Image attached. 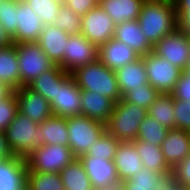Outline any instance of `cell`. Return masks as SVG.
<instances>
[{
    "label": "cell",
    "mask_w": 190,
    "mask_h": 190,
    "mask_svg": "<svg viewBox=\"0 0 190 190\" xmlns=\"http://www.w3.org/2000/svg\"><path fill=\"white\" fill-rule=\"evenodd\" d=\"M137 21L149 43L154 46L178 28L174 1L145 0Z\"/></svg>",
    "instance_id": "obj_1"
},
{
    "label": "cell",
    "mask_w": 190,
    "mask_h": 190,
    "mask_svg": "<svg viewBox=\"0 0 190 190\" xmlns=\"http://www.w3.org/2000/svg\"><path fill=\"white\" fill-rule=\"evenodd\" d=\"M81 90L93 91L110 98L114 103L122 97L114 70L106 67L99 59L71 73Z\"/></svg>",
    "instance_id": "obj_2"
},
{
    "label": "cell",
    "mask_w": 190,
    "mask_h": 190,
    "mask_svg": "<svg viewBox=\"0 0 190 190\" xmlns=\"http://www.w3.org/2000/svg\"><path fill=\"white\" fill-rule=\"evenodd\" d=\"M147 115L146 108L120 99L114 103L106 130L119 141H135L140 123Z\"/></svg>",
    "instance_id": "obj_3"
},
{
    "label": "cell",
    "mask_w": 190,
    "mask_h": 190,
    "mask_svg": "<svg viewBox=\"0 0 190 190\" xmlns=\"http://www.w3.org/2000/svg\"><path fill=\"white\" fill-rule=\"evenodd\" d=\"M68 146L75 158L86 155L106 130V125L87 116L67 117Z\"/></svg>",
    "instance_id": "obj_4"
},
{
    "label": "cell",
    "mask_w": 190,
    "mask_h": 190,
    "mask_svg": "<svg viewBox=\"0 0 190 190\" xmlns=\"http://www.w3.org/2000/svg\"><path fill=\"white\" fill-rule=\"evenodd\" d=\"M73 159L69 146L41 145L26 157V172L59 173Z\"/></svg>",
    "instance_id": "obj_5"
},
{
    "label": "cell",
    "mask_w": 190,
    "mask_h": 190,
    "mask_svg": "<svg viewBox=\"0 0 190 190\" xmlns=\"http://www.w3.org/2000/svg\"><path fill=\"white\" fill-rule=\"evenodd\" d=\"M38 127V123L19 112L6 127L4 131L6 139L15 157L26 159L38 147Z\"/></svg>",
    "instance_id": "obj_6"
},
{
    "label": "cell",
    "mask_w": 190,
    "mask_h": 190,
    "mask_svg": "<svg viewBox=\"0 0 190 190\" xmlns=\"http://www.w3.org/2000/svg\"><path fill=\"white\" fill-rule=\"evenodd\" d=\"M15 46L17 49L21 87L28 86L41 73L49 70L54 65L37 42L17 43Z\"/></svg>",
    "instance_id": "obj_7"
},
{
    "label": "cell",
    "mask_w": 190,
    "mask_h": 190,
    "mask_svg": "<svg viewBox=\"0 0 190 190\" xmlns=\"http://www.w3.org/2000/svg\"><path fill=\"white\" fill-rule=\"evenodd\" d=\"M148 83L161 94H170L182 72L178 67L169 64L167 59L149 52L143 56Z\"/></svg>",
    "instance_id": "obj_8"
},
{
    "label": "cell",
    "mask_w": 190,
    "mask_h": 190,
    "mask_svg": "<svg viewBox=\"0 0 190 190\" xmlns=\"http://www.w3.org/2000/svg\"><path fill=\"white\" fill-rule=\"evenodd\" d=\"M98 47L92 44L81 33L70 35L63 59L57 64L66 73L71 74L80 67L98 59Z\"/></svg>",
    "instance_id": "obj_9"
},
{
    "label": "cell",
    "mask_w": 190,
    "mask_h": 190,
    "mask_svg": "<svg viewBox=\"0 0 190 190\" xmlns=\"http://www.w3.org/2000/svg\"><path fill=\"white\" fill-rule=\"evenodd\" d=\"M81 34L98 48L114 37L116 24L100 6L81 16Z\"/></svg>",
    "instance_id": "obj_10"
},
{
    "label": "cell",
    "mask_w": 190,
    "mask_h": 190,
    "mask_svg": "<svg viewBox=\"0 0 190 190\" xmlns=\"http://www.w3.org/2000/svg\"><path fill=\"white\" fill-rule=\"evenodd\" d=\"M79 160L91 181L93 190L120 189L121 181L113 161L96 156H82Z\"/></svg>",
    "instance_id": "obj_11"
},
{
    "label": "cell",
    "mask_w": 190,
    "mask_h": 190,
    "mask_svg": "<svg viewBox=\"0 0 190 190\" xmlns=\"http://www.w3.org/2000/svg\"><path fill=\"white\" fill-rule=\"evenodd\" d=\"M153 52L183 71L189 62V49L185 31L177 28L164 36L153 46Z\"/></svg>",
    "instance_id": "obj_12"
},
{
    "label": "cell",
    "mask_w": 190,
    "mask_h": 190,
    "mask_svg": "<svg viewBox=\"0 0 190 190\" xmlns=\"http://www.w3.org/2000/svg\"><path fill=\"white\" fill-rule=\"evenodd\" d=\"M52 116L70 117L81 115V89L70 76L61 87H57L54 100L50 103Z\"/></svg>",
    "instance_id": "obj_13"
},
{
    "label": "cell",
    "mask_w": 190,
    "mask_h": 190,
    "mask_svg": "<svg viewBox=\"0 0 190 190\" xmlns=\"http://www.w3.org/2000/svg\"><path fill=\"white\" fill-rule=\"evenodd\" d=\"M18 104V112L40 124L52 116L50 103L39 93L28 86L14 91Z\"/></svg>",
    "instance_id": "obj_14"
},
{
    "label": "cell",
    "mask_w": 190,
    "mask_h": 190,
    "mask_svg": "<svg viewBox=\"0 0 190 190\" xmlns=\"http://www.w3.org/2000/svg\"><path fill=\"white\" fill-rule=\"evenodd\" d=\"M16 24L17 33L12 38L15 44L37 42L44 27L41 18L23 0H17Z\"/></svg>",
    "instance_id": "obj_15"
},
{
    "label": "cell",
    "mask_w": 190,
    "mask_h": 190,
    "mask_svg": "<svg viewBox=\"0 0 190 190\" xmlns=\"http://www.w3.org/2000/svg\"><path fill=\"white\" fill-rule=\"evenodd\" d=\"M164 158L171 169H175L181 161L190 155L189 131L169 129L161 144Z\"/></svg>",
    "instance_id": "obj_16"
},
{
    "label": "cell",
    "mask_w": 190,
    "mask_h": 190,
    "mask_svg": "<svg viewBox=\"0 0 190 190\" xmlns=\"http://www.w3.org/2000/svg\"><path fill=\"white\" fill-rule=\"evenodd\" d=\"M121 182L138 175L143 164L141 157L132 141H120L113 160Z\"/></svg>",
    "instance_id": "obj_17"
},
{
    "label": "cell",
    "mask_w": 190,
    "mask_h": 190,
    "mask_svg": "<svg viewBox=\"0 0 190 190\" xmlns=\"http://www.w3.org/2000/svg\"><path fill=\"white\" fill-rule=\"evenodd\" d=\"M98 59L109 69L116 70L140 56L131 47L114 38L98 48Z\"/></svg>",
    "instance_id": "obj_18"
},
{
    "label": "cell",
    "mask_w": 190,
    "mask_h": 190,
    "mask_svg": "<svg viewBox=\"0 0 190 190\" xmlns=\"http://www.w3.org/2000/svg\"><path fill=\"white\" fill-rule=\"evenodd\" d=\"M113 38L131 47L140 57L153 51L137 20L116 24Z\"/></svg>",
    "instance_id": "obj_19"
},
{
    "label": "cell",
    "mask_w": 190,
    "mask_h": 190,
    "mask_svg": "<svg viewBox=\"0 0 190 190\" xmlns=\"http://www.w3.org/2000/svg\"><path fill=\"white\" fill-rule=\"evenodd\" d=\"M69 34L53 25H44L37 43L54 64L65 55Z\"/></svg>",
    "instance_id": "obj_20"
},
{
    "label": "cell",
    "mask_w": 190,
    "mask_h": 190,
    "mask_svg": "<svg viewBox=\"0 0 190 190\" xmlns=\"http://www.w3.org/2000/svg\"><path fill=\"white\" fill-rule=\"evenodd\" d=\"M114 102L93 91L81 90V115L107 124L113 110Z\"/></svg>",
    "instance_id": "obj_21"
},
{
    "label": "cell",
    "mask_w": 190,
    "mask_h": 190,
    "mask_svg": "<svg viewBox=\"0 0 190 190\" xmlns=\"http://www.w3.org/2000/svg\"><path fill=\"white\" fill-rule=\"evenodd\" d=\"M37 134L39 136L38 146L55 144L68 146L67 118L51 116L39 124Z\"/></svg>",
    "instance_id": "obj_22"
},
{
    "label": "cell",
    "mask_w": 190,
    "mask_h": 190,
    "mask_svg": "<svg viewBox=\"0 0 190 190\" xmlns=\"http://www.w3.org/2000/svg\"><path fill=\"white\" fill-rule=\"evenodd\" d=\"M70 76L71 74L66 73L59 65L54 64L49 70L41 73L28 87L51 103L56 95L57 87H61Z\"/></svg>",
    "instance_id": "obj_23"
},
{
    "label": "cell",
    "mask_w": 190,
    "mask_h": 190,
    "mask_svg": "<svg viewBox=\"0 0 190 190\" xmlns=\"http://www.w3.org/2000/svg\"><path fill=\"white\" fill-rule=\"evenodd\" d=\"M145 0H99L98 6L115 24L137 20Z\"/></svg>",
    "instance_id": "obj_24"
},
{
    "label": "cell",
    "mask_w": 190,
    "mask_h": 190,
    "mask_svg": "<svg viewBox=\"0 0 190 190\" xmlns=\"http://www.w3.org/2000/svg\"><path fill=\"white\" fill-rule=\"evenodd\" d=\"M115 74L119 84L121 97L131 89L140 87L141 84H148L143 56L116 69Z\"/></svg>",
    "instance_id": "obj_25"
},
{
    "label": "cell",
    "mask_w": 190,
    "mask_h": 190,
    "mask_svg": "<svg viewBox=\"0 0 190 190\" xmlns=\"http://www.w3.org/2000/svg\"><path fill=\"white\" fill-rule=\"evenodd\" d=\"M25 159L15 157L0 162V190H25Z\"/></svg>",
    "instance_id": "obj_26"
},
{
    "label": "cell",
    "mask_w": 190,
    "mask_h": 190,
    "mask_svg": "<svg viewBox=\"0 0 190 190\" xmlns=\"http://www.w3.org/2000/svg\"><path fill=\"white\" fill-rule=\"evenodd\" d=\"M0 81L12 91L21 87L15 43L0 48Z\"/></svg>",
    "instance_id": "obj_27"
},
{
    "label": "cell",
    "mask_w": 190,
    "mask_h": 190,
    "mask_svg": "<svg viewBox=\"0 0 190 190\" xmlns=\"http://www.w3.org/2000/svg\"><path fill=\"white\" fill-rule=\"evenodd\" d=\"M59 174L65 190H93L79 158L73 159Z\"/></svg>",
    "instance_id": "obj_28"
},
{
    "label": "cell",
    "mask_w": 190,
    "mask_h": 190,
    "mask_svg": "<svg viewBox=\"0 0 190 190\" xmlns=\"http://www.w3.org/2000/svg\"><path fill=\"white\" fill-rule=\"evenodd\" d=\"M141 157L143 167L156 173H165L172 170L162 153L161 146H152L144 141H132Z\"/></svg>",
    "instance_id": "obj_29"
},
{
    "label": "cell",
    "mask_w": 190,
    "mask_h": 190,
    "mask_svg": "<svg viewBox=\"0 0 190 190\" xmlns=\"http://www.w3.org/2000/svg\"><path fill=\"white\" fill-rule=\"evenodd\" d=\"M148 115L168 129L175 128L174 98L171 94H161L147 109Z\"/></svg>",
    "instance_id": "obj_30"
},
{
    "label": "cell",
    "mask_w": 190,
    "mask_h": 190,
    "mask_svg": "<svg viewBox=\"0 0 190 190\" xmlns=\"http://www.w3.org/2000/svg\"><path fill=\"white\" fill-rule=\"evenodd\" d=\"M169 129L159 121L147 115L140 123L138 135L135 141H144L152 146H161Z\"/></svg>",
    "instance_id": "obj_31"
},
{
    "label": "cell",
    "mask_w": 190,
    "mask_h": 190,
    "mask_svg": "<svg viewBox=\"0 0 190 190\" xmlns=\"http://www.w3.org/2000/svg\"><path fill=\"white\" fill-rule=\"evenodd\" d=\"M25 190H65L59 173L26 172Z\"/></svg>",
    "instance_id": "obj_32"
},
{
    "label": "cell",
    "mask_w": 190,
    "mask_h": 190,
    "mask_svg": "<svg viewBox=\"0 0 190 190\" xmlns=\"http://www.w3.org/2000/svg\"><path fill=\"white\" fill-rule=\"evenodd\" d=\"M161 174L142 167L138 175L121 182L120 190H154Z\"/></svg>",
    "instance_id": "obj_33"
},
{
    "label": "cell",
    "mask_w": 190,
    "mask_h": 190,
    "mask_svg": "<svg viewBox=\"0 0 190 190\" xmlns=\"http://www.w3.org/2000/svg\"><path fill=\"white\" fill-rule=\"evenodd\" d=\"M29 4L33 12H35L44 25H53L56 22L59 8L62 3L56 0H23Z\"/></svg>",
    "instance_id": "obj_34"
},
{
    "label": "cell",
    "mask_w": 190,
    "mask_h": 190,
    "mask_svg": "<svg viewBox=\"0 0 190 190\" xmlns=\"http://www.w3.org/2000/svg\"><path fill=\"white\" fill-rule=\"evenodd\" d=\"M160 93L148 84H141L136 89H131L122 96V100L128 103L137 104L139 107L148 109Z\"/></svg>",
    "instance_id": "obj_35"
},
{
    "label": "cell",
    "mask_w": 190,
    "mask_h": 190,
    "mask_svg": "<svg viewBox=\"0 0 190 190\" xmlns=\"http://www.w3.org/2000/svg\"><path fill=\"white\" fill-rule=\"evenodd\" d=\"M119 142V140L105 130L102 135L96 139L92 146L93 148L84 156H96L113 161Z\"/></svg>",
    "instance_id": "obj_36"
},
{
    "label": "cell",
    "mask_w": 190,
    "mask_h": 190,
    "mask_svg": "<svg viewBox=\"0 0 190 190\" xmlns=\"http://www.w3.org/2000/svg\"><path fill=\"white\" fill-rule=\"evenodd\" d=\"M54 26L69 35H78L81 33V16L75 14L67 5L62 4Z\"/></svg>",
    "instance_id": "obj_37"
},
{
    "label": "cell",
    "mask_w": 190,
    "mask_h": 190,
    "mask_svg": "<svg viewBox=\"0 0 190 190\" xmlns=\"http://www.w3.org/2000/svg\"><path fill=\"white\" fill-rule=\"evenodd\" d=\"M16 13L17 0H0V24L11 38L17 33Z\"/></svg>",
    "instance_id": "obj_38"
},
{
    "label": "cell",
    "mask_w": 190,
    "mask_h": 190,
    "mask_svg": "<svg viewBox=\"0 0 190 190\" xmlns=\"http://www.w3.org/2000/svg\"><path fill=\"white\" fill-rule=\"evenodd\" d=\"M17 113L18 104L15 93L12 91L8 96L0 99V131H5Z\"/></svg>",
    "instance_id": "obj_39"
},
{
    "label": "cell",
    "mask_w": 190,
    "mask_h": 190,
    "mask_svg": "<svg viewBox=\"0 0 190 190\" xmlns=\"http://www.w3.org/2000/svg\"><path fill=\"white\" fill-rule=\"evenodd\" d=\"M175 128L190 131V102L174 99Z\"/></svg>",
    "instance_id": "obj_40"
},
{
    "label": "cell",
    "mask_w": 190,
    "mask_h": 190,
    "mask_svg": "<svg viewBox=\"0 0 190 190\" xmlns=\"http://www.w3.org/2000/svg\"><path fill=\"white\" fill-rule=\"evenodd\" d=\"M178 18V28L190 34V0H173Z\"/></svg>",
    "instance_id": "obj_41"
},
{
    "label": "cell",
    "mask_w": 190,
    "mask_h": 190,
    "mask_svg": "<svg viewBox=\"0 0 190 190\" xmlns=\"http://www.w3.org/2000/svg\"><path fill=\"white\" fill-rule=\"evenodd\" d=\"M174 99L190 102V76L184 71L181 72L179 79L170 93Z\"/></svg>",
    "instance_id": "obj_42"
},
{
    "label": "cell",
    "mask_w": 190,
    "mask_h": 190,
    "mask_svg": "<svg viewBox=\"0 0 190 190\" xmlns=\"http://www.w3.org/2000/svg\"><path fill=\"white\" fill-rule=\"evenodd\" d=\"M154 190H184L175 177L174 169L160 175V179Z\"/></svg>",
    "instance_id": "obj_43"
},
{
    "label": "cell",
    "mask_w": 190,
    "mask_h": 190,
    "mask_svg": "<svg viewBox=\"0 0 190 190\" xmlns=\"http://www.w3.org/2000/svg\"><path fill=\"white\" fill-rule=\"evenodd\" d=\"M174 173L184 190H188L190 188V155L180 162L174 169Z\"/></svg>",
    "instance_id": "obj_44"
},
{
    "label": "cell",
    "mask_w": 190,
    "mask_h": 190,
    "mask_svg": "<svg viewBox=\"0 0 190 190\" xmlns=\"http://www.w3.org/2000/svg\"><path fill=\"white\" fill-rule=\"evenodd\" d=\"M99 0H65L67 5L75 14L85 15L90 9L98 6Z\"/></svg>",
    "instance_id": "obj_45"
},
{
    "label": "cell",
    "mask_w": 190,
    "mask_h": 190,
    "mask_svg": "<svg viewBox=\"0 0 190 190\" xmlns=\"http://www.w3.org/2000/svg\"><path fill=\"white\" fill-rule=\"evenodd\" d=\"M15 158L4 131H0V162Z\"/></svg>",
    "instance_id": "obj_46"
},
{
    "label": "cell",
    "mask_w": 190,
    "mask_h": 190,
    "mask_svg": "<svg viewBox=\"0 0 190 190\" xmlns=\"http://www.w3.org/2000/svg\"><path fill=\"white\" fill-rule=\"evenodd\" d=\"M12 38L7 34L3 26L0 24V48L12 44Z\"/></svg>",
    "instance_id": "obj_47"
},
{
    "label": "cell",
    "mask_w": 190,
    "mask_h": 190,
    "mask_svg": "<svg viewBox=\"0 0 190 190\" xmlns=\"http://www.w3.org/2000/svg\"><path fill=\"white\" fill-rule=\"evenodd\" d=\"M12 90L6 86L2 81H0V99H3L4 97L8 96Z\"/></svg>",
    "instance_id": "obj_48"
},
{
    "label": "cell",
    "mask_w": 190,
    "mask_h": 190,
    "mask_svg": "<svg viewBox=\"0 0 190 190\" xmlns=\"http://www.w3.org/2000/svg\"><path fill=\"white\" fill-rule=\"evenodd\" d=\"M183 71L190 76V61L186 64Z\"/></svg>",
    "instance_id": "obj_49"
},
{
    "label": "cell",
    "mask_w": 190,
    "mask_h": 190,
    "mask_svg": "<svg viewBox=\"0 0 190 190\" xmlns=\"http://www.w3.org/2000/svg\"><path fill=\"white\" fill-rule=\"evenodd\" d=\"M187 35V44H188V49H189V61H190V34Z\"/></svg>",
    "instance_id": "obj_50"
},
{
    "label": "cell",
    "mask_w": 190,
    "mask_h": 190,
    "mask_svg": "<svg viewBox=\"0 0 190 190\" xmlns=\"http://www.w3.org/2000/svg\"><path fill=\"white\" fill-rule=\"evenodd\" d=\"M56 1H59V2L62 3V4L65 3V0H56Z\"/></svg>",
    "instance_id": "obj_51"
},
{
    "label": "cell",
    "mask_w": 190,
    "mask_h": 190,
    "mask_svg": "<svg viewBox=\"0 0 190 190\" xmlns=\"http://www.w3.org/2000/svg\"><path fill=\"white\" fill-rule=\"evenodd\" d=\"M100 190H120V189H100Z\"/></svg>",
    "instance_id": "obj_52"
}]
</instances>
